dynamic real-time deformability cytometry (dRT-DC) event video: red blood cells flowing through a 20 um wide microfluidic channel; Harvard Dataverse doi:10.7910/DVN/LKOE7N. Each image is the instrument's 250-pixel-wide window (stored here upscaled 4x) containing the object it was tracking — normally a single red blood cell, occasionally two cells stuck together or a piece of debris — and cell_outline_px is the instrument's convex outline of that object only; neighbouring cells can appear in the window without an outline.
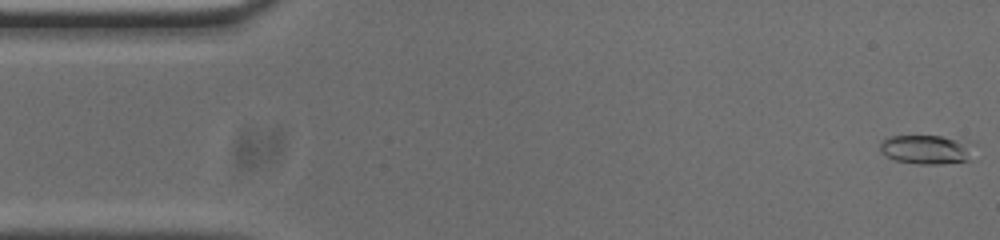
{"species": "common noctule bat (a hibernating species)", "species_latin": "Nyctalus noctula", "temperature_condition": "cold", "stored_images_in_passage": 53, "camera_frame_rate_fps": 3000, "um_per_image_px": 0.085, "animal": {"sex": "male", "body_mass_g": 20.0, "forearm_length_mm": 53.3}, "frame": {"image": 1, "passage_image": 1, "time_ms": 0.0, "image_size_px": [1000, 240], "cell_outline_px": [[976, 140], [968, 160], [940, 164], [920, 164], [896, 160], [880, 152], [880, 144], [884, 140], [892, 136], [940, 136]], "centroid_in_image_um": [78.84, 12.68], "position_along_channel_um": 6.2, "area_um2": 16.13}}
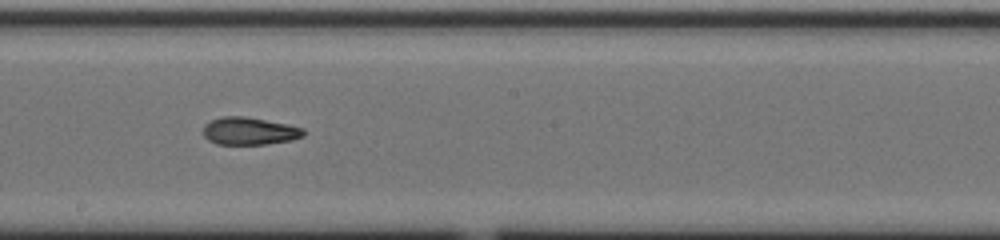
{"frame": {"image": 2, "passage_image": 28, "time_ms": 9.0, "image_size_px": [1000, 240], "cell_outline_px": [[304, 136], [292, 140], [264, 144], [216, 144], [208, 140], [204, 136], [204, 124], [212, 120], [224, 116], [244, 116], [288, 124], [304, 128]], "centroid_in_image_um": [21.21, 11.14], "position_along_channel_um": 227.0, "area_um2": 16.07}}
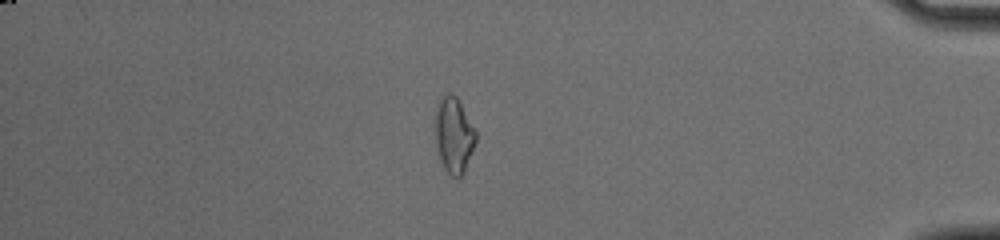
{"frame": {"image": 3, "passage_image": 45, "time_ms": 14.667, "image_size_px": [1000, 240], "cell_outline_px": [[476, 140], [472, 152], [464, 172], [460, 176], [452, 176], [444, 168], [440, 160], [436, 144], [436, 112], [440, 100], [448, 92], [452, 92], [456, 96], [476, 128]], "centroid_in_image_um": [38.6, 11.47], "position_along_channel_um": 396.6, "area_um2": 17.69}, "authors_computed_cell_mechanics": {"area_um2": 16.3574, "velocity_mm_per_s": 3.7859, "shape_relaxation_time_tau1_ms": null, "shape_relaxation_time_tau2_ms": 5.3685, "deformation_change_tau1": null, "deformation_change_tau2": 0.1212}}